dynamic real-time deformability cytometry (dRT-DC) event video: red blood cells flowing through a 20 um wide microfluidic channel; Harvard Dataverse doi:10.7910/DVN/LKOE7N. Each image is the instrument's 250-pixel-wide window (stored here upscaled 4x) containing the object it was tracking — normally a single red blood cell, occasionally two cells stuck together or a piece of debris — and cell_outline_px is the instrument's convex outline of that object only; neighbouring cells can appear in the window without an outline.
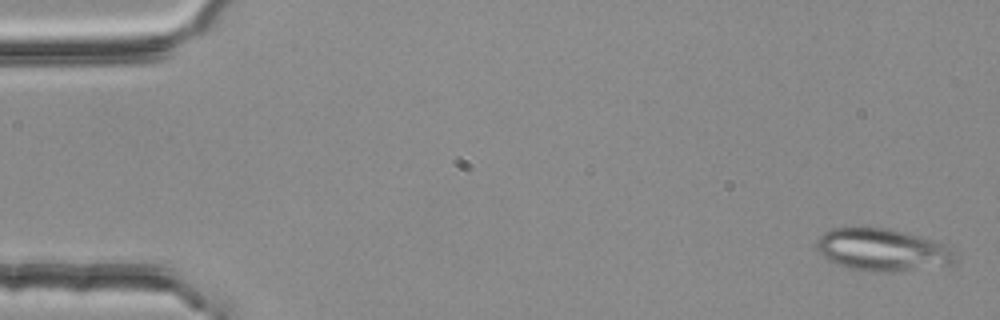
{"species": "common noctule bat (a hibernating species)", "species_latin": "Nyctalus noctula", "temperature_condition": "room temperature", "stored_images_in_passage": 3, "camera_frame_rate_fps": 3000, "um_per_image_px": 0.085, "animal": {"sex": "female", "body_mass_g": 25.1}, "frame": {"image": 1, "passage_image": 1, "time_ms": 0.0, "image_size_px": [1000, 320], "cell_outline_px": [[956, 260], [952, 264], [888, 272], [872, 272], [852, 268], [836, 264], [828, 260], [816, 248], [816, 240], [828, 228], [852, 224], [888, 228], [920, 236], [948, 244]], "centroid_in_image_um": [74.92, 21.18], "position_along_channel_um": 10.1, "area_um2": 34.85}}